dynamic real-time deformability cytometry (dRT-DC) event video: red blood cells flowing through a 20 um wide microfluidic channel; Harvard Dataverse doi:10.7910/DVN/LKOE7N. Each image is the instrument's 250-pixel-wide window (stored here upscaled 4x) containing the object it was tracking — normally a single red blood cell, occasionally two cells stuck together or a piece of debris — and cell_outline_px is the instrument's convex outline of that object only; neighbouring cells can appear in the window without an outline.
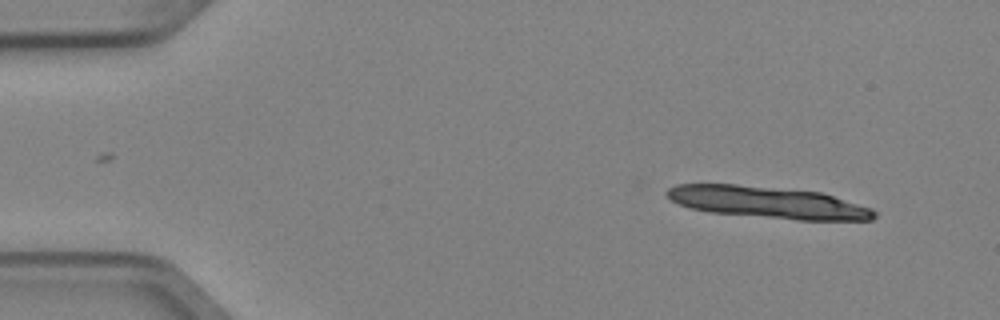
{"species": "Egyptian fruit bat (a non-hibernating species)", "species_latin": "Rousettus aegyptiacus", "temperature_condition": "cold", "stored_images_in_passage": 4, "camera_frame_rate_fps": 3000, "um_per_image_px": 0.085, "animal": {"sex": "female"}, "frame": {"image": 1, "passage_image": 1, "time_ms": 0.0, "image_size_px": [1000, 320], "cell_outline_px": [[876, 216], [872, 220], [796, 220], [712, 212], [688, 208], [672, 200], [664, 192], [668, 188], [676, 184], [736, 184], [820, 192], [872, 208], [876, 212]], "centroid_in_image_um": [65.26, 17.2], "position_along_channel_um": 19.7, "area_um2": 38.21}}